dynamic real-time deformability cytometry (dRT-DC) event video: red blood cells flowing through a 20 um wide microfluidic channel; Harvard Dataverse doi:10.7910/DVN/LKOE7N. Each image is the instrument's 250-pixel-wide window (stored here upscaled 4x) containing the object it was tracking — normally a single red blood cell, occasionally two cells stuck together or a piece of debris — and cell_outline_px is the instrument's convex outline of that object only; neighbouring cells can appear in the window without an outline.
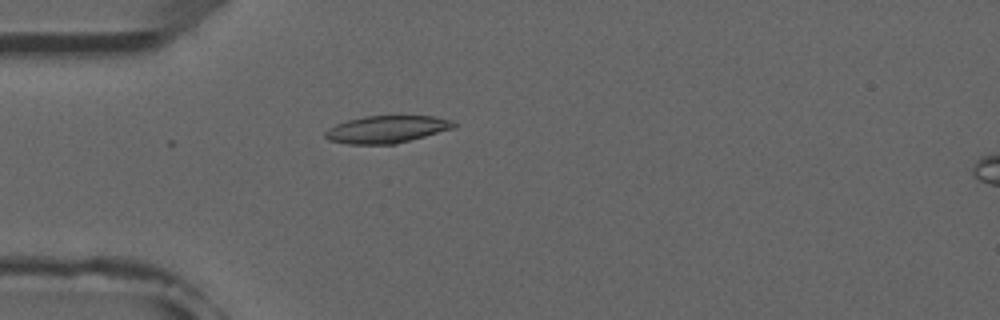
{"species": "common noctule bat (a hibernating species)", "species_latin": "Nyctalus noctula", "temperature_condition": "room temperature", "stored_images_in_passage": 4, "camera_frame_rate_fps": 3000, "um_per_image_px": 0.085, "animal": {"sex": "male", "forearm_length_mm": 52.5}, "frame": {"image": 1, "passage_image": 4, "time_ms": 4.333, "image_size_px": [1000, 320], "cell_outline_px": [[456, 128], [396, 144], [348, 144], [328, 140], [324, 136], [324, 132], [328, 128], [336, 124], [348, 120], [364, 116], [436, 116], [456, 120]], "centroid_in_image_um": [32.92, 10.99], "position_along_channel_um": 52.1, "area_um2": 20.75}}